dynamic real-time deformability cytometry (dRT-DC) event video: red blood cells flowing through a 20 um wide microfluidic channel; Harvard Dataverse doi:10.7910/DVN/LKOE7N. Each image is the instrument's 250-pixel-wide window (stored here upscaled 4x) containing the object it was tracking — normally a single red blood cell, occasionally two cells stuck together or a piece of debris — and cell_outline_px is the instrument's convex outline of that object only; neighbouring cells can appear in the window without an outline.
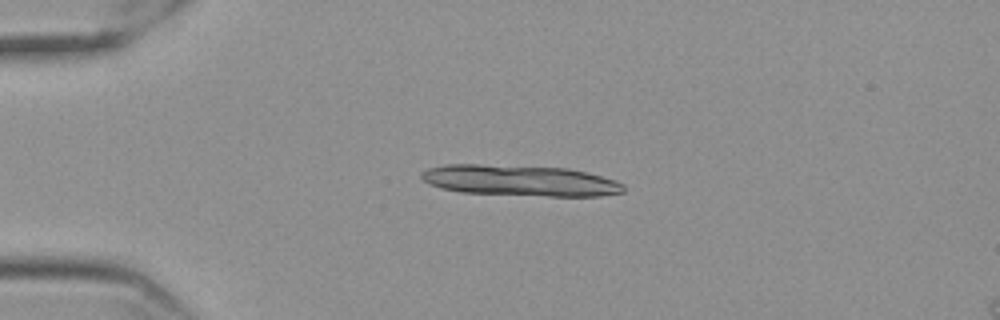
{"species": "Egyptian fruit bat (a non-hibernating species)", "species_latin": "Rousettus aegyptiacus", "temperature_condition": "cold", "stored_images_in_passage": 17, "camera_frame_rate_fps": 3000, "um_per_image_px": 0.085, "frame": {"image": 1, "passage_image": 8, "time_ms": 2.333, "image_size_px": [1000, 320], "cell_outline_px": [[624, 192], [600, 196], [548, 196], [460, 192], [428, 184], [420, 176], [420, 172], [428, 168], [444, 164], [480, 164], [568, 168], [616, 180], [624, 184]], "centroid_in_image_um": [44.19, 15.34], "position_along_channel_um": 40.8, "area_um2": 36.41}}